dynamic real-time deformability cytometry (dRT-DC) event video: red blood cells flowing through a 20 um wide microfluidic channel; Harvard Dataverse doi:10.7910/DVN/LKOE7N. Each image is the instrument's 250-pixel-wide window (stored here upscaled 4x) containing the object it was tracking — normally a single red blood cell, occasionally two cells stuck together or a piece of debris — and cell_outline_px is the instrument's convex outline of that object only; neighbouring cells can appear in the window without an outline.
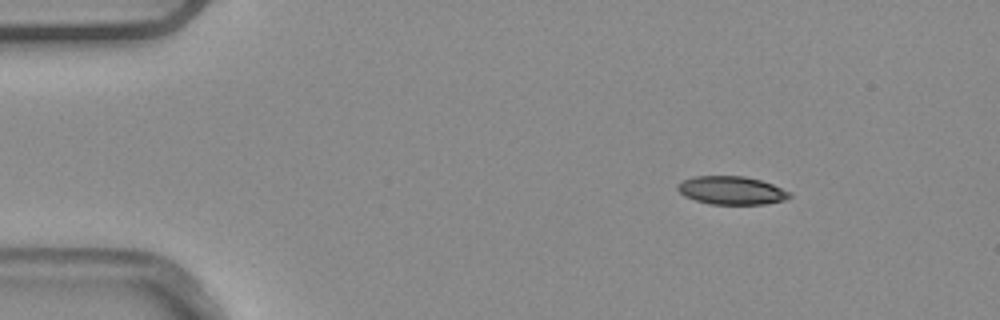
{"species": "common noctule bat (a hibernating species)", "species_latin": "Nyctalus noctula", "temperature_condition": "warm", "stored_images_in_passage": 4, "camera_frame_rate_fps": 3000, "um_per_image_px": 0.085, "animal": {"sex": "male", "body_mass_g": 20.4}, "frame": {"image": 1, "passage_image": 1, "time_ms": 0.0, "image_size_px": [1000, 320], "cell_outline_px": [[792, 196], [784, 200], [764, 204], [708, 204], [684, 196], [676, 188], [676, 184], [680, 180], [696, 176], [744, 176], [760, 180], [772, 184], [792, 192]], "centroid_in_image_um": [62.16, 16.18], "position_along_channel_um": 22.8, "area_um2": 18.55}}
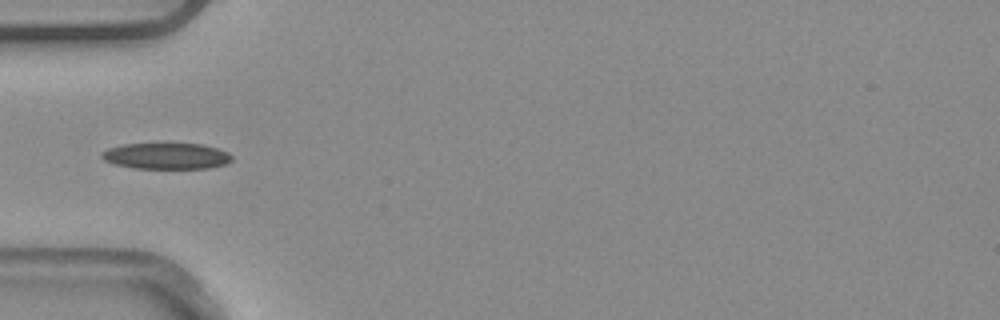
{"frame": {"image": 2, "passage_image": 4, "time_ms": 1.0, "image_size_px": [1000, 320], "cell_outline_px": [[232, 160], [224, 164], [208, 168], [132, 168], [116, 164], [104, 160], [100, 156], [100, 152], [108, 148], [124, 144], [160, 140], [168, 140], [200, 144], [216, 148], [228, 152], [232, 156]], "centroid_in_image_um": [14.09, 13.19], "position_along_channel_um": 70.9, "area_um2": 20.87}}